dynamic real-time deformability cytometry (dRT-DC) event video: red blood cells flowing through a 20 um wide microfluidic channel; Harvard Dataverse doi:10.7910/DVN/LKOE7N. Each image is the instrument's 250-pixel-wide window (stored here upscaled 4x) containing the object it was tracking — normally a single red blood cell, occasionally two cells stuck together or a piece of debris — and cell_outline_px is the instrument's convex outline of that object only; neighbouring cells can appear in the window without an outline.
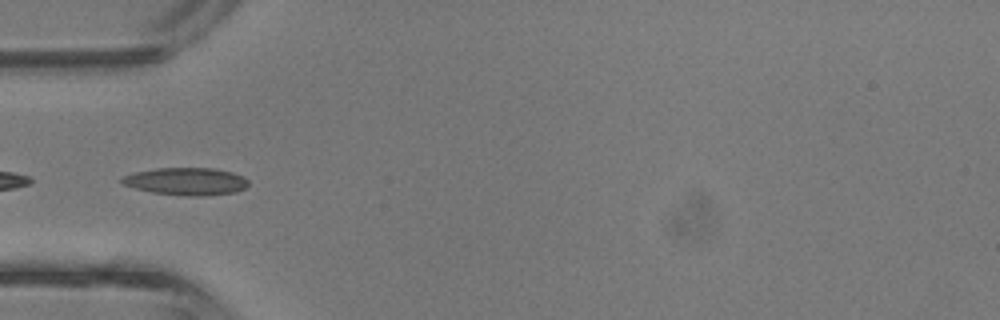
{"species": "common noctule bat (a hibernating species)", "species_latin": "Nyctalus noctula", "temperature_condition": "room temperature", "stored_images_in_passage": 30, "camera_frame_rate_fps": 3000, "um_per_image_px": 0.085, "animal": {"sex": "male", "body_mass_g": 13.3}, "frame": {"image": 1, "passage_image": 1, "time_ms": 0.0, "image_size_px": [1000, 320], "cell_outline_px": [[248, 184], [244, 188], [236, 192], [208, 196], [188, 196], [152, 192], [136, 188], [124, 184], [120, 180], [124, 176], [136, 172], [156, 168], [216, 168], [232, 172], [244, 176], [248, 180]], "centroid_in_image_um": [15.89, 15.41], "position_along_channel_um": 69.1, "area_um2": 20.23}, "authors_computed_cell_mechanics": {"area_um2": 17.918, "velocity_mm_per_s": 4.8286, "shape_relaxation_time_tau1_ms": 3.0191, "shape_relaxation_time_tau2_ms": 5.3428, "deformation_change_tau1": 0.1223, "deformation_change_tau2": 0.1394}}